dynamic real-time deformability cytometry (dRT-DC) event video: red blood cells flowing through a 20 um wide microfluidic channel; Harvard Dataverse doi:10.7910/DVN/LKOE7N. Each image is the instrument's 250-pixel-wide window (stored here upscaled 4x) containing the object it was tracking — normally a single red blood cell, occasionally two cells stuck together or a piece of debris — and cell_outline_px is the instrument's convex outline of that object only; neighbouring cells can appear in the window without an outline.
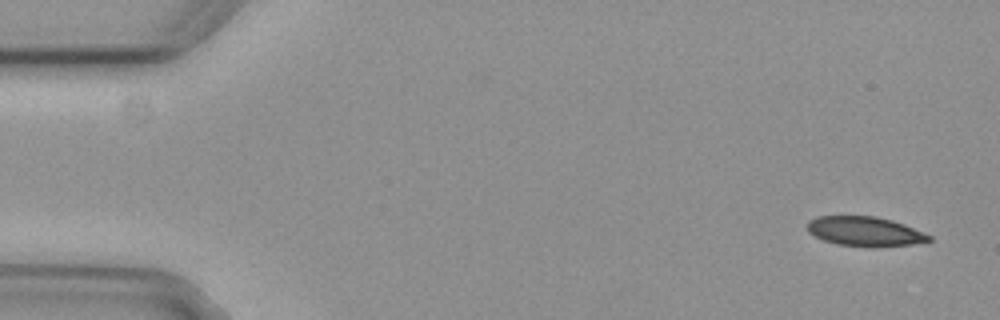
{"species": "common noctule bat (a hibernating species)", "species_latin": "Nyctalus noctula", "temperature_condition": "cold", "stored_images_in_passage": 8, "camera_frame_rate_fps": 3000, "um_per_image_px": 0.085, "animal": {"sex": "female", "body_mass_g": 29.2, "forearm_length_mm": 56.3}, "frame": {"image": 1, "passage_image": 1, "time_ms": 0.0, "image_size_px": [1000, 320], "cell_outline_px": [[932, 240], [912, 244], [876, 248], [868, 248], [836, 244], [824, 240], [808, 232], [808, 220], [816, 216], [876, 216], [892, 220], [904, 224], [932, 236]], "centroid_in_image_um": [73.52, 19.68], "position_along_channel_um": 11.5, "area_um2": 21.21}}
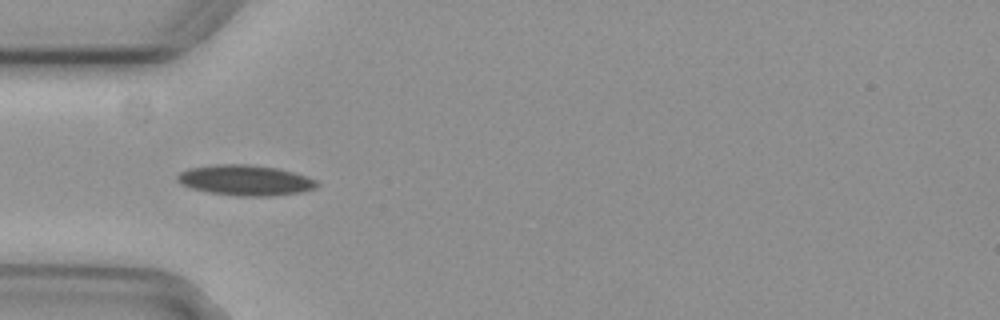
{"frame": {"image": 2, "passage_image": 5, "time_ms": 1.333, "image_size_px": [1000, 320], "cell_outline_px": [[320, 184], [316, 188], [300, 192], [268, 196], [240, 196], [208, 192], [192, 188], [180, 184], [176, 180], [176, 176], [180, 172], [188, 168], [216, 164], [248, 164], [276, 168], [292, 172], [316, 180]], "centroid_in_image_um": [20.81, 15.32], "position_along_channel_um": 64.2, "area_um2": 24.68}}
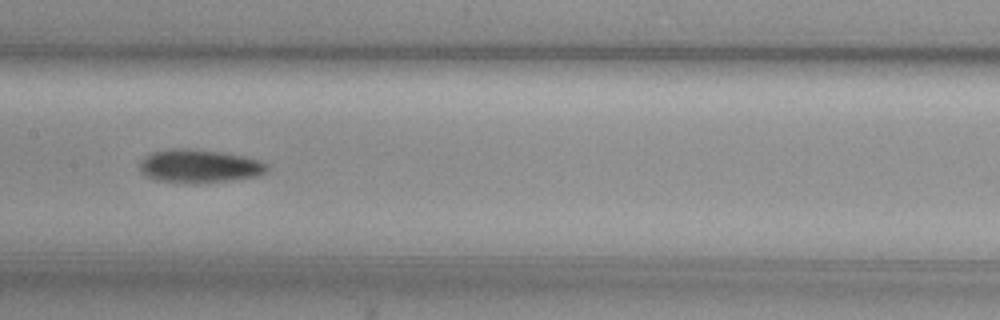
{"frame": {"image": 3, "passage_image": 8, "time_ms": 2.333, "image_size_px": [1000, 320], "cell_outline_px": [[268, 168], [260, 176], [196, 184], [156, 180], [144, 176], [140, 172], [136, 164], [148, 152], [168, 148], [188, 148], [220, 152], [244, 156], [260, 160], [268, 164]], "centroid_in_image_um": [16.85, 14.11], "position_along_channel_um": 190.6, "area_um2": 25.32}}